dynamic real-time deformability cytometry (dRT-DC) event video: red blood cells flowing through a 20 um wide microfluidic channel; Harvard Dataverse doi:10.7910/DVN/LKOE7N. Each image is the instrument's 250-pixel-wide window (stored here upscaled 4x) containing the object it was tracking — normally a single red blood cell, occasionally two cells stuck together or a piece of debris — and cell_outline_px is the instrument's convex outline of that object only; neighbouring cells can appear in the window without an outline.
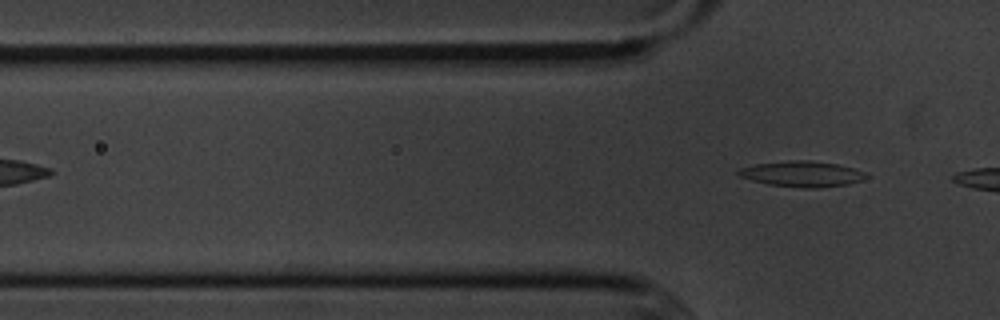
{"species": "common noctule bat (a hibernating species)", "species_latin": "Nyctalus noctula", "temperature_condition": "cold", "stored_images_in_passage": 2, "camera_frame_rate_fps": 3000, "um_per_image_px": 0.085, "animal": {"sex": "male", "body_mass_g": 20.1, "forearm_length_mm": 53.5}, "frame": {"image": 1, "passage_image": 2, "time_ms": 1.333, "image_size_px": [1000, 320], "cell_outline_px": [[868, 176], [864, 180], [848, 184], [816, 188], [808, 188], [768, 184], [752, 180], [740, 176], [736, 172], [740, 168], [756, 164], [788, 160], [808, 160], [836, 164], [852, 168], [864, 172]], "centroid_in_image_um": [68.18, 14.78], "position_along_channel_um": 57.6, "area_um2": 18.9}}